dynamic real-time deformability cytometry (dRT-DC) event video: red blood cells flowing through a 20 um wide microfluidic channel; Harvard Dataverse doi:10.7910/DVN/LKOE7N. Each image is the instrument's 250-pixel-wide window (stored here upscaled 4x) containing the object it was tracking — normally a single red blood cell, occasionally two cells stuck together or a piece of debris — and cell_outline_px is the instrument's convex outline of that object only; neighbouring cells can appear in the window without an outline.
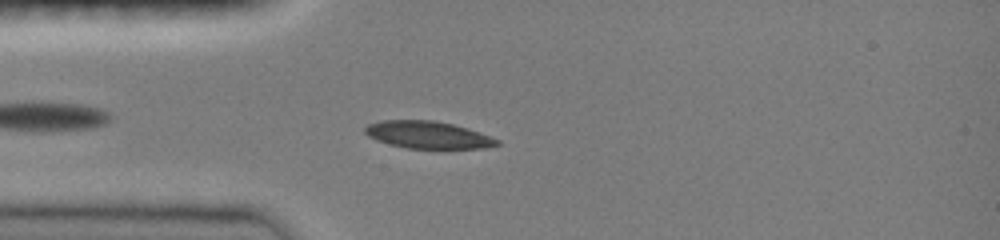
{"species": "common noctule bat (a hibernating species)", "species_latin": "Nyctalus noctula", "temperature_condition": "room temperature", "stored_images_in_passage": 44, "camera_frame_rate_fps": 3000, "um_per_image_px": 0.085, "animal": {"sex": "female", "body_mass_g": 19.0, "forearm_length_mm": 51.5}, "frame": {"image": 1, "passage_image": 11, "time_ms": 3.333, "image_size_px": [1000, 240], "cell_outline_px": [[500, 144], [484, 148], [408, 148], [388, 144], [376, 140], [368, 136], [364, 132], [364, 128], [368, 124], [380, 120], [432, 120], [452, 124], [468, 128], [500, 140]], "centroid_in_image_um": [36.34, 11.46], "position_along_channel_um": 48.7, "area_um2": 20.92}}
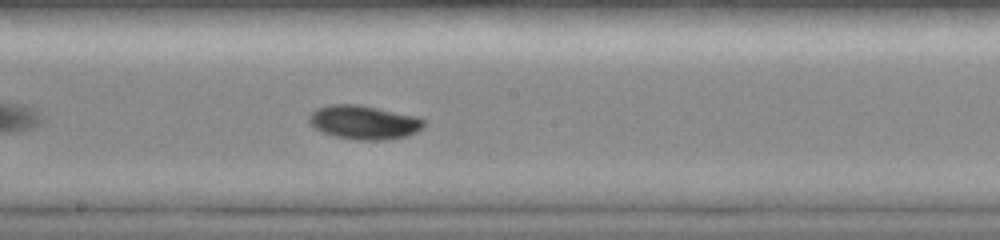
{"frame": {"image": 2, "passage_image": 24, "time_ms": 7.667, "image_size_px": [1000, 240], "cell_outline_px": [[428, 120], [416, 132], [408, 136], [388, 140], [356, 140], [336, 136], [324, 132], [316, 128], [308, 120], [308, 116], [316, 108], [328, 104], [360, 104], [420, 116]], "centroid_in_image_um": [30.99, 10.38], "position_along_channel_um": 217.2, "area_um2": 23.0}}
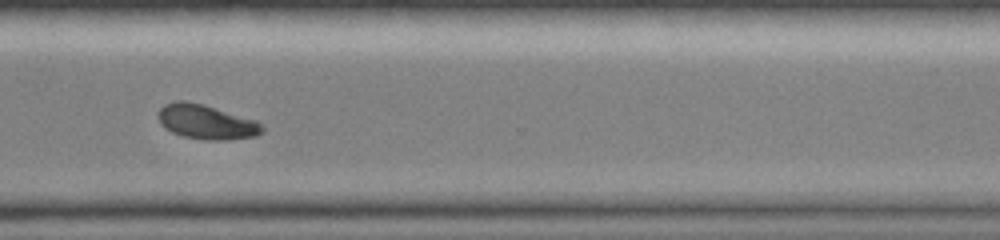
{"frame": {"image": 3, "passage_image": 34, "time_ms": 11.0, "image_size_px": [1000, 240], "cell_outline_px": [[264, 132], [256, 136], [232, 140], [204, 140], [184, 136], [172, 132], [164, 128], [160, 124], [156, 116], [156, 112], [164, 104], [176, 100], [184, 100], [204, 104], [256, 120], [264, 124]], "centroid_in_image_um": [17.53, 10.36], "position_along_channel_um": 353.1, "area_um2": 21.44}, "authors_computed_cell_mechanics": {"area_um2": 20.9814, "velocity_mm_per_s": 4.0519, "shape_relaxation_time_tau1_ms": 3.595, "shape_relaxation_time_tau2_ms": null, "deformation_change_tau1": 0.1346, "deformation_change_tau2": null}}